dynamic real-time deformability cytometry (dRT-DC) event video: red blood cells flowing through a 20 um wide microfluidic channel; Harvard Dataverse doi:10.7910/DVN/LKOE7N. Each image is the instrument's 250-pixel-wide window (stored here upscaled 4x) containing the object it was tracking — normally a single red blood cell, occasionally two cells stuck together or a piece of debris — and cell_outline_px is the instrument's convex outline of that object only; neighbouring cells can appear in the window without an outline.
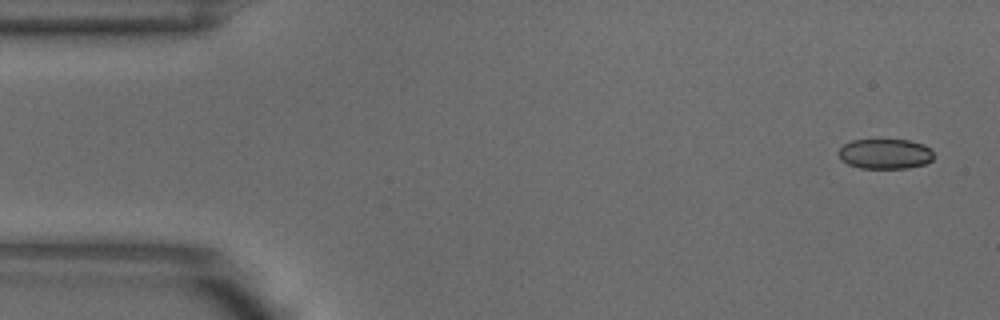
{"species": "common noctule bat (a hibernating species)", "species_latin": "Nyctalus noctula", "temperature_condition": "warm", "stored_images_in_passage": 4, "camera_frame_rate_fps": 3000, "um_per_image_px": 0.085, "animal": {"sex": "male", "body_mass_g": 18.8}, "frame": {"image": 1, "passage_image": 1, "time_ms": 0.0, "image_size_px": [1000, 320], "cell_outline_px": [[932, 160], [924, 164], [908, 168], [860, 168], [848, 164], [840, 160], [836, 152], [844, 144], [852, 140], [908, 140], [924, 144], [932, 152]], "centroid_in_image_um": [75.18, 13.08], "position_along_channel_um": 9.8, "area_um2": 16.7}}
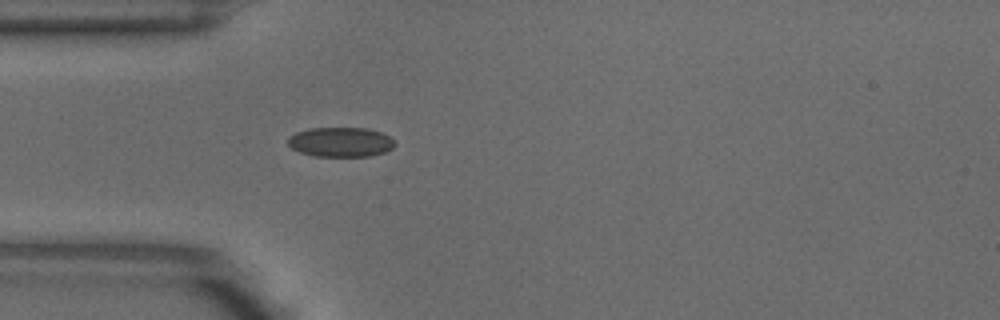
{"frame": {"image": 2, "passage_image": 4, "time_ms": 1.0, "image_size_px": [1000, 320], "cell_outline_px": [[396, 144], [392, 148], [384, 152], [372, 156], [316, 156], [300, 152], [292, 148], [288, 144], [288, 136], [296, 132], [308, 128], [368, 128], [380, 132], [388, 136]], "centroid_in_image_um": [28.94, 12.07], "position_along_channel_um": 56.1, "area_um2": 18.44}}